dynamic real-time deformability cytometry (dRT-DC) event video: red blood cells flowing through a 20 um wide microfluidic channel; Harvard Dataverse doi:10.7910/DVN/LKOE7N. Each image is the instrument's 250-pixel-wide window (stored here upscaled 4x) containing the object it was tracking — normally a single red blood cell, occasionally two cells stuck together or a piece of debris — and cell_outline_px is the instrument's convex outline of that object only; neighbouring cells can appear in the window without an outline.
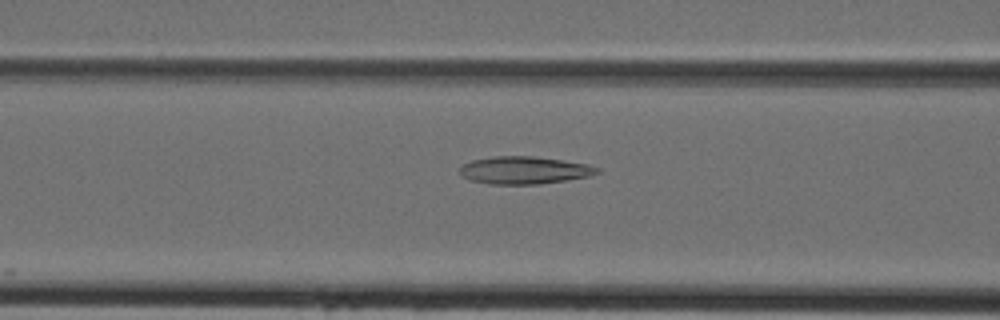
{"species": "Egyptian fruit bat (a non-hibernating species)", "species_latin": "Rousettus aegyptiacus", "temperature_condition": "cold", "stored_images_in_passage": 16, "camera_frame_rate_fps": 3000, "um_per_image_px": 0.085, "animal": {"sex": "female"}, "frame": {"image": 1, "passage_image": 14, "time_ms": 4.333, "image_size_px": [1000, 320], "cell_outline_px": [[600, 172], [588, 176], [568, 180], [540, 184], [488, 184], [468, 180], [460, 176], [460, 168], [464, 164], [472, 160], [492, 156], [532, 156], [588, 164], [600, 168]], "centroid_in_image_um": [44.53, 14.47], "position_along_channel_um": 122.1, "area_um2": 22.14}}